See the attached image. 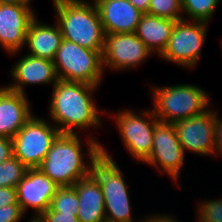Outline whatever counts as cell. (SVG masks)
Masks as SVG:
<instances>
[{
	"instance_id": "cell-18",
	"label": "cell",
	"mask_w": 222,
	"mask_h": 222,
	"mask_svg": "<svg viewBox=\"0 0 222 222\" xmlns=\"http://www.w3.org/2000/svg\"><path fill=\"white\" fill-rule=\"evenodd\" d=\"M58 23L47 24L39 21L38 15L31 21L26 33L27 54L53 61L62 41Z\"/></svg>"
},
{
	"instance_id": "cell-34",
	"label": "cell",
	"mask_w": 222,
	"mask_h": 222,
	"mask_svg": "<svg viewBox=\"0 0 222 222\" xmlns=\"http://www.w3.org/2000/svg\"><path fill=\"white\" fill-rule=\"evenodd\" d=\"M74 1H88V0H74ZM92 2H95L96 0H90Z\"/></svg>"
},
{
	"instance_id": "cell-11",
	"label": "cell",
	"mask_w": 222,
	"mask_h": 222,
	"mask_svg": "<svg viewBox=\"0 0 222 222\" xmlns=\"http://www.w3.org/2000/svg\"><path fill=\"white\" fill-rule=\"evenodd\" d=\"M153 53L135 33H105L102 51L104 71H127L140 66ZM147 59V60H146Z\"/></svg>"
},
{
	"instance_id": "cell-24",
	"label": "cell",
	"mask_w": 222,
	"mask_h": 222,
	"mask_svg": "<svg viewBox=\"0 0 222 222\" xmlns=\"http://www.w3.org/2000/svg\"><path fill=\"white\" fill-rule=\"evenodd\" d=\"M147 14L174 21L184 19L181 0H150Z\"/></svg>"
},
{
	"instance_id": "cell-16",
	"label": "cell",
	"mask_w": 222,
	"mask_h": 222,
	"mask_svg": "<svg viewBox=\"0 0 222 222\" xmlns=\"http://www.w3.org/2000/svg\"><path fill=\"white\" fill-rule=\"evenodd\" d=\"M27 95L0 87V136L13 138L34 115Z\"/></svg>"
},
{
	"instance_id": "cell-21",
	"label": "cell",
	"mask_w": 222,
	"mask_h": 222,
	"mask_svg": "<svg viewBox=\"0 0 222 222\" xmlns=\"http://www.w3.org/2000/svg\"><path fill=\"white\" fill-rule=\"evenodd\" d=\"M221 0H181L185 20L209 22ZM186 15V17L184 16Z\"/></svg>"
},
{
	"instance_id": "cell-13",
	"label": "cell",
	"mask_w": 222,
	"mask_h": 222,
	"mask_svg": "<svg viewBox=\"0 0 222 222\" xmlns=\"http://www.w3.org/2000/svg\"><path fill=\"white\" fill-rule=\"evenodd\" d=\"M59 187L38 168L27 170L16 189L17 202L22 212L26 215L29 208L33 209L34 215L30 221L38 219L50 207Z\"/></svg>"
},
{
	"instance_id": "cell-3",
	"label": "cell",
	"mask_w": 222,
	"mask_h": 222,
	"mask_svg": "<svg viewBox=\"0 0 222 222\" xmlns=\"http://www.w3.org/2000/svg\"><path fill=\"white\" fill-rule=\"evenodd\" d=\"M51 1L63 39L87 49L103 51L105 32L94 2Z\"/></svg>"
},
{
	"instance_id": "cell-25",
	"label": "cell",
	"mask_w": 222,
	"mask_h": 222,
	"mask_svg": "<svg viewBox=\"0 0 222 222\" xmlns=\"http://www.w3.org/2000/svg\"><path fill=\"white\" fill-rule=\"evenodd\" d=\"M197 222H222V198L197 203Z\"/></svg>"
},
{
	"instance_id": "cell-15",
	"label": "cell",
	"mask_w": 222,
	"mask_h": 222,
	"mask_svg": "<svg viewBox=\"0 0 222 222\" xmlns=\"http://www.w3.org/2000/svg\"><path fill=\"white\" fill-rule=\"evenodd\" d=\"M10 75L13 82L5 87L25 95L28 85L51 84L53 87L59 80L53 61L29 54H23L16 61Z\"/></svg>"
},
{
	"instance_id": "cell-32",
	"label": "cell",
	"mask_w": 222,
	"mask_h": 222,
	"mask_svg": "<svg viewBox=\"0 0 222 222\" xmlns=\"http://www.w3.org/2000/svg\"><path fill=\"white\" fill-rule=\"evenodd\" d=\"M128 1L143 14L148 13L150 0H128Z\"/></svg>"
},
{
	"instance_id": "cell-27",
	"label": "cell",
	"mask_w": 222,
	"mask_h": 222,
	"mask_svg": "<svg viewBox=\"0 0 222 222\" xmlns=\"http://www.w3.org/2000/svg\"><path fill=\"white\" fill-rule=\"evenodd\" d=\"M26 215L19 204H11L0 208V222H20ZM28 222H31L28 220Z\"/></svg>"
},
{
	"instance_id": "cell-14",
	"label": "cell",
	"mask_w": 222,
	"mask_h": 222,
	"mask_svg": "<svg viewBox=\"0 0 222 222\" xmlns=\"http://www.w3.org/2000/svg\"><path fill=\"white\" fill-rule=\"evenodd\" d=\"M25 4H0V47L8 54L22 52L29 24L37 16Z\"/></svg>"
},
{
	"instance_id": "cell-6",
	"label": "cell",
	"mask_w": 222,
	"mask_h": 222,
	"mask_svg": "<svg viewBox=\"0 0 222 222\" xmlns=\"http://www.w3.org/2000/svg\"><path fill=\"white\" fill-rule=\"evenodd\" d=\"M58 79L101 86L104 78L102 51L62 39L53 59Z\"/></svg>"
},
{
	"instance_id": "cell-22",
	"label": "cell",
	"mask_w": 222,
	"mask_h": 222,
	"mask_svg": "<svg viewBox=\"0 0 222 222\" xmlns=\"http://www.w3.org/2000/svg\"><path fill=\"white\" fill-rule=\"evenodd\" d=\"M78 207L79 199L75 187L62 186L57 189L49 208L54 212L77 214Z\"/></svg>"
},
{
	"instance_id": "cell-12",
	"label": "cell",
	"mask_w": 222,
	"mask_h": 222,
	"mask_svg": "<svg viewBox=\"0 0 222 222\" xmlns=\"http://www.w3.org/2000/svg\"><path fill=\"white\" fill-rule=\"evenodd\" d=\"M216 110L174 123L177 138L185 154L187 151L201 156H213L216 138Z\"/></svg>"
},
{
	"instance_id": "cell-4",
	"label": "cell",
	"mask_w": 222,
	"mask_h": 222,
	"mask_svg": "<svg viewBox=\"0 0 222 222\" xmlns=\"http://www.w3.org/2000/svg\"><path fill=\"white\" fill-rule=\"evenodd\" d=\"M153 112L159 122L177 121L199 116L210 109L211 99L205 89L193 84L150 87ZM209 107V108H208Z\"/></svg>"
},
{
	"instance_id": "cell-33",
	"label": "cell",
	"mask_w": 222,
	"mask_h": 222,
	"mask_svg": "<svg viewBox=\"0 0 222 222\" xmlns=\"http://www.w3.org/2000/svg\"><path fill=\"white\" fill-rule=\"evenodd\" d=\"M32 0H0V4H25L31 7Z\"/></svg>"
},
{
	"instance_id": "cell-29",
	"label": "cell",
	"mask_w": 222,
	"mask_h": 222,
	"mask_svg": "<svg viewBox=\"0 0 222 222\" xmlns=\"http://www.w3.org/2000/svg\"><path fill=\"white\" fill-rule=\"evenodd\" d=\"M13 156L12 138L0 136V162L9 160Z\"/></svg>"
},
{
	"instance_id": "cell-7",
	"label": "cell",
	"mask_w": 222,
	"mask_h": 222,
	"mask_svg": "<svg viewBox=\"0 0 222 222\" xmlns=\"http://www.w3.org/2000/svg\"><path fill=\"white\" fill-rule=\"evenodd\" d=\"M142 110L135 112L132 109H122L114 113L113 120L116 122L124 148L134 160L144 163L151 154L153 132L159 120L151 108Z\"/></svg>"
},
{
	"instance_id": "cell-10",
	"label": "cell",
	"mask_w": 222,
	"mask_h": 222,
	"mask_svg": "<svg viewBox=\"0 0 222 222\" xmlns=\"http://www.w3.org/2000/svg\"><path fill=\"white\" fill-rule=\"evenodd\" d=\"M185 156L174 124L158 122L153 132L152 151L144 164L159 170L162 175L166 173L176 184L185 165Z\"/></svg>"
},
{
	"instance_id": "cell-1",
	"label": "cell",
	"mask_w": 222,
	"mask_h": 222,
	"mask_svg": "<svg viewBox=\"0 0 222 222\" xmlns=\"http://www.w3.org/2000/svg\"><path fill=\"white\" fill-rule=\"evenodd\" d=\"M99 88L82 82H56L49 101V119L61 134L102 126L104 119L93 99Z\"/></svg>"
},
{
	"instance_id": "cell-19",
	"label": "cell",
	"mask_w": 222,
	"mask_h": 222,
	"mask_svg": "<svg viewBox=\"0 0 222 222\" xmlns=\"http://www.w3.org/2000/svg\"><path fill=\"white\" fill-rule=\"evenodd\" d=\"M73 186L79 199V222H106L104 196L97 179L90 174L78 180Z\"/></svg>"
},
{
	"instance_id": "cell-30",
	"label": "cell",
	"mask_w": 222,
	"mask_h": 222,
	"mask_svg": "<svg viewBox=\"0 0 222 222\" xmlns=\"http://www.w3.org/2000/svg\"><path fill=\"white\" fill-rule=\"evenodd\" d=\"M219 116V117H218ZM216 138L214 147V156L222 157V117L218 114L216 110Z\"/></svg>"
},
{
	"instance_id": "cell-5",
	"label": "cell",
	"mask_w": 222,
	"mask_h": 222,
	"mask_svg": "<svg viewBox=\"0 0 222 222\" xmlns=\"http://www.w3.org/2000/svg\"><path fill=\"white\" fill-rule=\"evenodd\" d=\"M113 158L101 144V155L91 168V174L100 183L104 196L106 222H136L124 174ZM137 222H145V217Z\"/></svg>"
},
{
	"instance_id": "cell-23",
	"label": "cell",
	"mask_w": 222,
	"mask_h": 222,
	"mask_svg": "<svg viewBox=\"0 0 222 222\" xmlns=\"http://www.w3.org/2000/svg\"><path fill=\"white\" fill-rule=\"evenodd\" d=\"M27 170L28 168L14 156L0 162V187L16 188Z\"/></svg>"
},
{
	"instance_id": "cell-26",
	"label": "cell",
	"mask_w": 222,
	"mask_h": 222,
	"mask_svg": "<svg viewBox=\"0 0 222 222\" xmlns=\"http://www.w3.org/2000/svg\"><path fill=\"white\" fill-rule=\"evenodd\" d=\"M34 222H79L77 214H66L61 212H54L48 208L38 219Z\"/></svg>"
},
{
	"instance_id": "cell-2",
	"label": "cell",
	"mask_w": 222,
	"mask_h": 222,
	"mask_svg": "<svg viewBox=\"0 0 222 222\" xmlns=\"http://www.w3.org/2000/svg\"><path fill=\"white\" fill-rule=\"evenodd\" d=\"M86 138L85 151H87L86 157L88 156L89 163L84 160L85 152L80 133H60L51 144L38 169L60 187L73 186L78 180L87 177L91 174L94 161L101 155L102 143L89 134Z\"/></svg>"
},
{
	"instance_id": "cell-17",
	"label": "cell",
	"mask_w": 222,
	"mask_h": 222,
	"mask_svg": "<svg viewBox=\"0 0 222 222\" xmlns=\"http://www.w3.org/2000/svg\"><path fill=\"white\" fill-rule=\"evenodd\" d=\"M105 33H134L142 16L128 0H96Z\"/></svg>"
},
{
	"instance_id": "cell-31",
	"label": "cell",
	"mask_w": 222,
	"mask_h": 222,
	"mask_svg": "<svg viewBox=\"0 0 222 222\" xmlns=\"http://www.w3.org/2000/svg\"><path fill=\"white\" fill-rule=\"evenodd\" d=\"M145 222H180L177 220L176 216L174 217L173 214H160L159 212L156 214H149L145 217Z\"/></svg>"
},
{
	"instance_id": "cell-28",
	"label": "cell",
	"mask_w": 222,
	"mask_h": 222,
	"mask_svg": "<svg viewBox=\"0 0 222 222\" xmlns=\"http://www.w3.org/2000/svg\"><path fill=\"white\" fill-rule=\"evenodd\" d=\"M11 204H18L17 189L13 187H0V208Z\"/></svg>"
},
{
	"instance_id": "cell-9",
	"label": "cell",
	"mask_w": 222,
	"mask_h": 222,
	"mask_svg": "<svg viewBox=\"0 0 222 222\" xmlns=\"http://www.w3.org/2000/svg\"><path fill=\"white\" fill-rule=\"evenodd\" d=\"M207 28L208 23L203 21H176L168 45L160 58L183 68H195L200 62Z\"/></svg>"
},
{
	"instance_id": "cell-20",
	"label": "cell",
	"mask_w": 222,
	"mask_h": 222,
	"mask_svg": "<svg viewBox=\"0 0 222 222\" xmlns=\"http://www.w3.org/2000/svg\"><path fill=\"white\" fill-rule=\"evenodd\" d=\"M175 22L145 13L134 33L154 55L160 56L168 45Z\"/></svg>"
},
{
	"instance_id": "cell-8",
	"label": "cell",
	"mask_w": 222,
	"mask_h": 222,
	"mask_svg": "<svg viewBox=\"0 0 222 222\" xmlns=\"http://www.w3.org/2000/svg\"><path fill=\"white\" fill-rule=\"evenodd\" d=\"M44 118L33 115L14 135L13 156L28 169L38 168L60 134L58 128Z\"/></svg>"
}]
</instances>
